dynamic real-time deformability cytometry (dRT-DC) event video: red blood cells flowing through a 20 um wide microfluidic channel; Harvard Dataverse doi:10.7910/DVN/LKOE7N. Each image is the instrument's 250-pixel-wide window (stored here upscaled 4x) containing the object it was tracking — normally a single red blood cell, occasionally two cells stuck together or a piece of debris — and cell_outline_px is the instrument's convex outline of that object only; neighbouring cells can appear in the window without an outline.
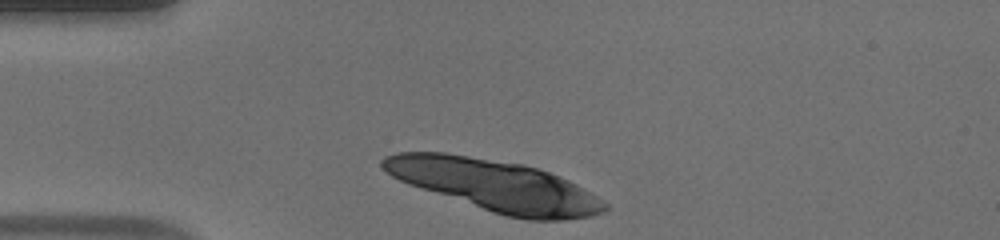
{"species": "human", "species_latin": "Homo sapiens", "temperature_condition": "warm", "stored_images_in_passage": 10, "camera_frame_rate_fps": 3000, "um_per_image_px": 0.085, "donor": {"sex": "male"}, "frame": {"image": 1, "passage_image": 1, "time_ms": 0.0, "image_size_px": [1000, 240], "cell_outline_px": [[608, 208], [604, 212], [592, 216], [564, 220], [528, 220], [508, 216], [492, 212], [408, 184], [392, 176], [380, 164], [380, 160], [384, 156], [396, 152], [444, 152], [524, 164], [560, 176], [584, 188], [608, 204]], "centroid_in_image_um": [42.09, 15.76], "position_along_channel_um": 42.9, "area_um2": 66.18}}